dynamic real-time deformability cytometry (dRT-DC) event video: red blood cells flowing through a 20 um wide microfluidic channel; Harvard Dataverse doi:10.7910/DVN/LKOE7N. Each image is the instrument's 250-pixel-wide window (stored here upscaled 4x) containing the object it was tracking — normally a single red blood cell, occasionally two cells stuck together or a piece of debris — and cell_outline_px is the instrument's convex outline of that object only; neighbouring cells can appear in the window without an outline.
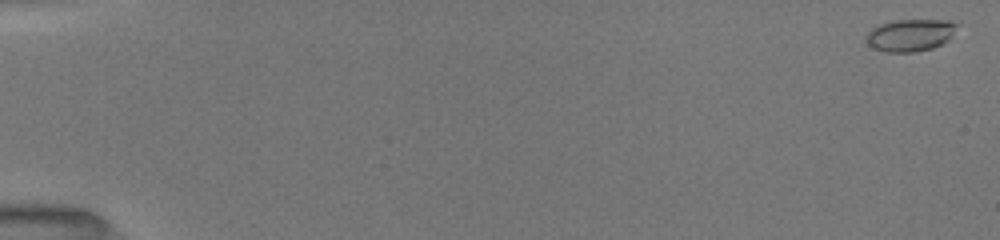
{"species": "common noctule bat (a hibernating species)", "species_latin": "Nyctalus noctula", "temperature_condition": "room temperature", "stored_images_in_passage": 52, "camera_frame_rate_fps": 3000, "um_per_image_px": 0.085, "animal": {"sex": "female", "body_mass_g": 19.5, "forearm_length_mm": 54.1}, "frame": {"image": 1, "passage_image": 1, "time_ms": 0.0, "image_size_px": [1000, 240], "cell_outline_px": [[960, 24], [948, 40], [944, 44], [932, 48], [916, 52], [884, 52], [868, 44], [864, 40], [864, 36], [876, 24], [896, 20], [960, 20]], "centroid_in_image_um": [77.4, 2.97], "position_along_channel_um": 7.6, "area_um2": 17.51}}
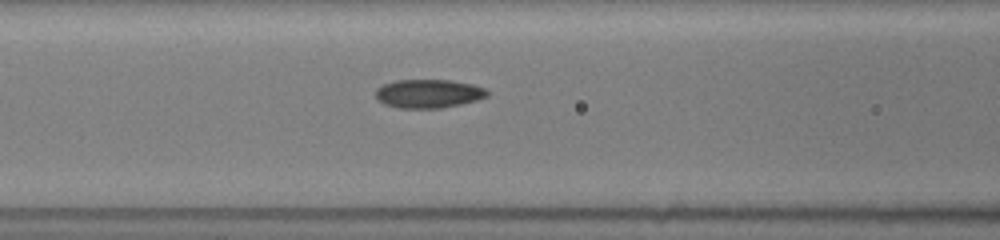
{"frame": {"image": 2, "passage_image": 23, "time_ms": 7.333, "image_size_px": [1000, 240], "cell_outline_px": [[488, 96], [476, 100], [460, 104], [440, 108], [400, 108], [384, 104], [376, 100], [376, 88], [384, 84], [396, 80], [452, 80], [472, 84], [484, 88], [488, 92]], "centroid_in_image_um": [36.4, 7.95], "position_along_channel_um": 130.2, "area_um2": 18.61}}
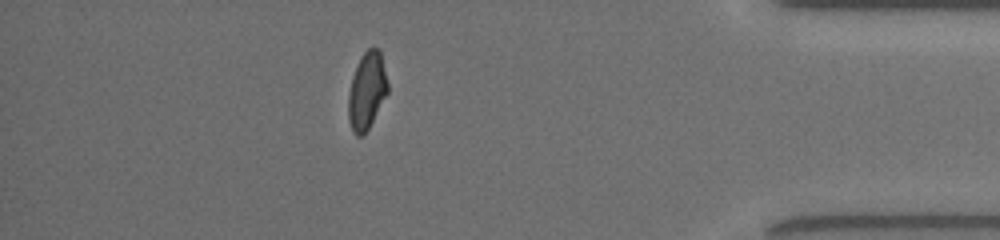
{"frame": {"image": 3, "passage_image": 46, "time_ms": 15.0, "image_size_px": [1000, 240], "cell_outline_px": [[388, 92], [364, 136], [356, 136], [352, 132], [348, 120], [348, 92], [352, 76], [360, 56], [368, 48], [380, 48], [388, 84]], "centroid_in_image_um": [31.16, 7.72], "position_along_channel_um": 404.0, "area_um2": 17.92}, "authors_computed_cell_mechanics": {"area_um2": 17.918, "velocity_mm_per_s": 4.0374, "shape_relaxation_time_tau1_ms": 3.9902, "shape_relaxation_time_tau2_ms": 1.8136, "deformation_change_tau1": 0.1582, "deformation_change_tau2": 0.075}}